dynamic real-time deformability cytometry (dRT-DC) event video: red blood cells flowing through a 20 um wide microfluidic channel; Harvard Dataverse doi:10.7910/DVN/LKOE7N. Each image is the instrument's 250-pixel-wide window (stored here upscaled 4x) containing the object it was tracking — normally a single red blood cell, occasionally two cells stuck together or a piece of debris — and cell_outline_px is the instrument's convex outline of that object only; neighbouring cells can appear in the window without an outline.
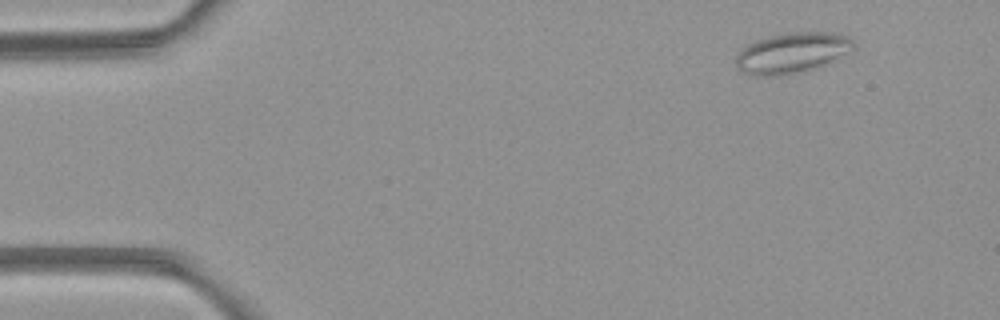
{"species": "common noctule bat (a hibernating species)", "species_latin": "Nyctalus noctula", "temperature_condition": "room temperature", "stored_images_in_passage": 5, "camera_frame_rate_fps": 3000, "um_per_image_px": 0.085, "animal": {"sex": "female", "body_mass_g": 21.9}, "frame": {"image": 1, "passage_image": 1, "time_ms": 0.0, "image_size_px": [1000, 320], "cell_outline_px": [[856, 44], [852, 48], [824, 64], [816, 68], [804, 72], [780, 76], [752, 76], [740, 72], [736, 68], [736, 56], [748, 44], [756, 40], [768, 36], [788, 32], [828, 32], [848, 36]], "centroid_in_image_um": [67.25, 4.51], "position_along_channel_um": 17.8, "area_um2": 27.74}}